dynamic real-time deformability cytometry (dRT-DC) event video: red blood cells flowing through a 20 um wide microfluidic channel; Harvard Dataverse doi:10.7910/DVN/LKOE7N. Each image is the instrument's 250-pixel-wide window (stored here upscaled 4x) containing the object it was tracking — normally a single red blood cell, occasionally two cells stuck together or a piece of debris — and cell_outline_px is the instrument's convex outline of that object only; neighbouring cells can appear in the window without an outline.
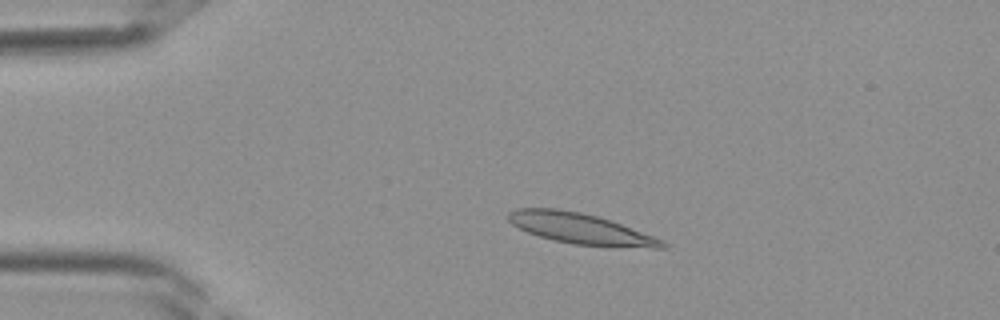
{"species": "Egyptian fruit bat (a non-hibernating species)", "species_latin": "Rousettus aegyptiacus", "temperature_condition": "room temperature", "stored_images_in_passage": 39, "camera_frame_rate_fps": 3000, "um_per_image_px": 0.085, "frame": {"image": 1, "passage_image": 8, "time_ms": 2.333, "image_size_px": [1000, 320], "cell_outline_px": [[668, 248], [616, 248], [576, 244], [556, 240], [540, 236], [528, 232], [512, 224], [508, 220], [508, 212], [516, 208], [556, 208], [580, 212], [596, 216], [620, 224], [664, 240], [668, 244]], "centroid_in_image_um": [49.4, 19.45], "position_along_channel_um": 35.6, "area_um2": 27.51}}
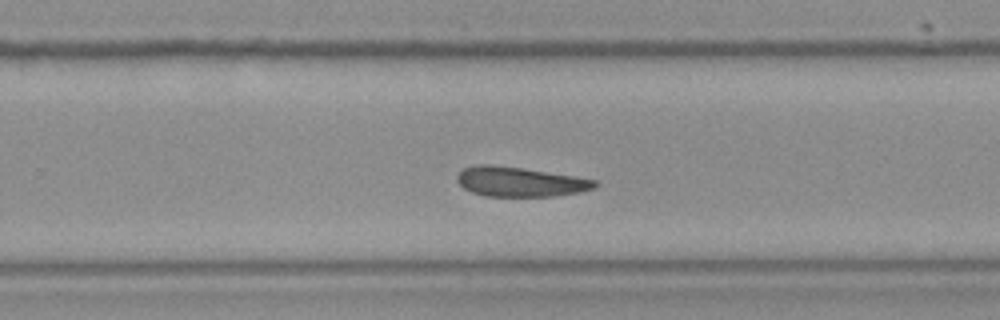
{"frame": {"image": 2, "passage_image": 25, "time_ms": 8.0, "image_size_px": [1000, 320], "cell_outline_px": [[600, 184], [596, 188], [580, 192], [556, 196], [484, 196], [472, 192], [464, 188], [456, 180], [456, 176], [464, 168], [476, 164], [492, 164], [524, 168], [576, 176], [596, 180]], "centroid_in_image_um": [44.23, 15.44], "position_along_channel_um": 285.6, "area_um2": 24.1}}
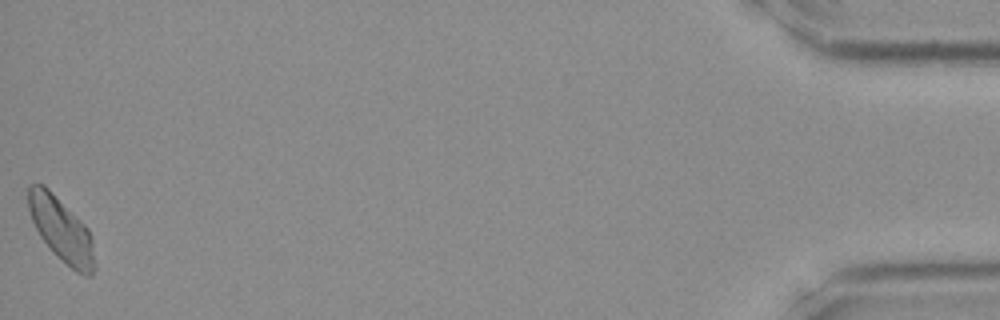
{"frame": {"image": 3, "passage_image": 39, "time_ms": 12.667, "image_size_px": [1000, 320], "cell_outline_px": [[96, 268], [92, 276], [84, 276], [76, 272], [56, 256], [40, 236], [32, 220], [28, 208], [28, 188], [32, 184], [44, 184], [88, 228], [92, 240], [96, 264]], "centroid_in_image_um": [5.24, 19.56], "position_along_channel_um": 430.0, "area_um2": 24.74}}